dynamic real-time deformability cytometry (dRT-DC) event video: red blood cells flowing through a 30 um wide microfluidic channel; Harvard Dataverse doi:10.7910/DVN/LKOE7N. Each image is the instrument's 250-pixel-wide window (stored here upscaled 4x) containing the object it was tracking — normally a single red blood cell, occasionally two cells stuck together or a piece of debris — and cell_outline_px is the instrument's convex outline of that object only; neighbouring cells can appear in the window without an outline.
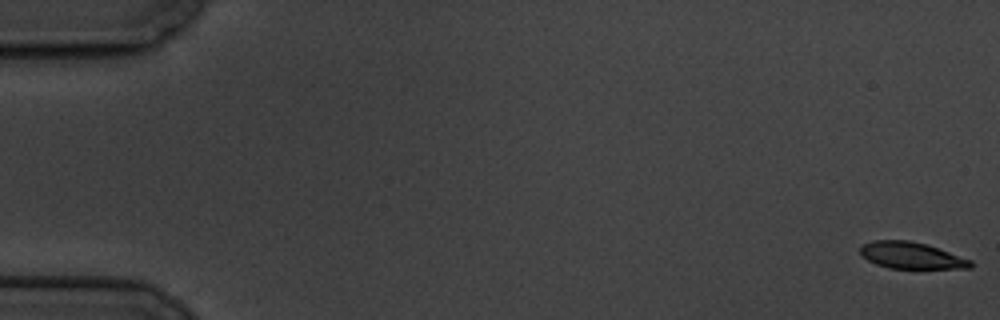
{"species": "common noctule bat (a hibernating species)", "species_latin": "Nyctalus noctula", "temperature_condition": "cold", "stored_images_in_passage": 6, "segment_of_instrument_passage": [1, 2], "camera_frame_rate_fps": 3000, "um_per_image_px": 0.085, "animal": {"sex": "male", "body_mass_g": 19.5, "forearm_length_mm": 54.6}, "frame": {"image": 1, "passage_image": 1, "time_ms": 0.0, "image_size_px": [1000, 320], "cell_outline_px": [[972, 268], [888, 268], [876, 264], [860, 256], [860, 244], [872, 240], [908, 240], [928, 244], [972, 260]], "centroid_in_image_um": [77.42, 21.7], "position_along_channel_um": 7.6, "area_um2": 17.28}}
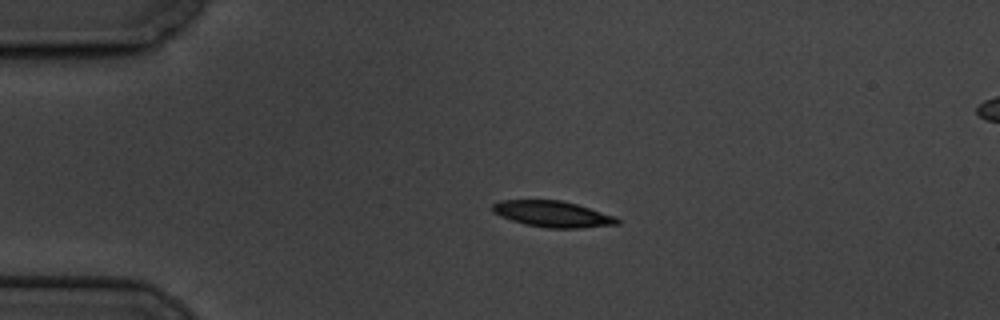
{"frame": {"image": 2, "passage_image": 4, "time_ms": 4.333, "image_size_px": [1000, 320], "cell_outline_px": [[620, 224], [580, 228], [548, 228], [524, 224], [500, 216], [492, 212], [492, 204], [500, 200], [564, 200], [616, 216], [620, 220]], "centroid_in_image_um": [46.99, 18.19], "position_along_channel_um": 38.0, "area_um2": 19.13}}